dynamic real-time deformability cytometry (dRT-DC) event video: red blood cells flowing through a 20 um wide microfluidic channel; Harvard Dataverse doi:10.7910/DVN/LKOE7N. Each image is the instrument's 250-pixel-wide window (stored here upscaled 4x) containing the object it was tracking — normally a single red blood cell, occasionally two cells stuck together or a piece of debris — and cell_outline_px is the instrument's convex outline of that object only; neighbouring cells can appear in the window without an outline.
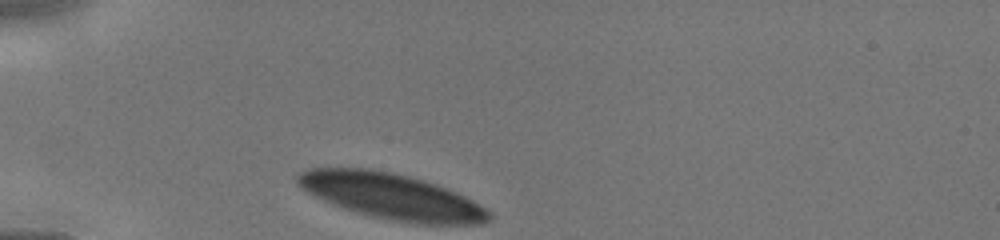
{"species": "human", "species_latin": "Homo sapiens", "temperature_condition": "cold", "stored_images_in_passage": 27, "camera_frame_rate_fps": 3000, "um_per_image_px": 0.085, "donor": {"sex": "male"}, "frame": {"image": 1, "passage_image": 1, "time_ms": 0.0, "image_size_px": [1000, 240], "cell_outline_px": [[492, 220], [484, 224], [412, 224], [372, 216], [356, 212], [332, 204], [300, 188], [296, 184], [296, 176], [300, 172], [308, 168], [368, 168], [408, 176], [424, 180], [436, 184], [456, 192], [480, 204], [492, 212]], "centroid_in_image_um": [33.31, 16.7], "position_along_channel_um": 51.7, "area_um2": 51.15}}
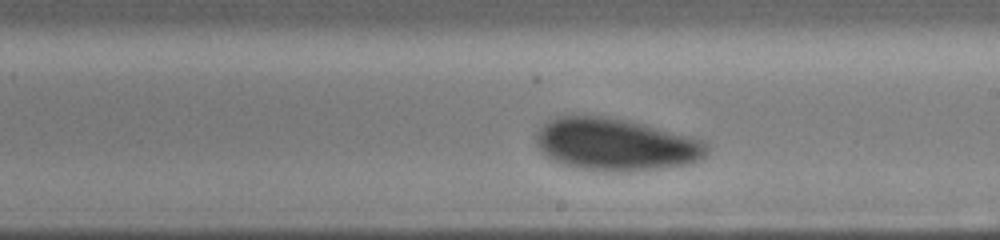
{"frame": {"image": 2, "passage_image": 16, "time_ms": 4.667, "image_size_px": [1000, 240], "cell_outline_px": [[708, 152], [700, 160], [688, 164], [660, 168], [628, 172], [604, 172], [572, 168], [560, 164], [552, 160], [536, 144], [536, 132], [548, 120], [556, 116], [608, 116], [644, 124], [688, 136], [700, 140], [708, 148]], "centroid_in_image_um": [52.28, 12.3], "position_along_channel_um": 236.7, "area_um2": 52.25}}
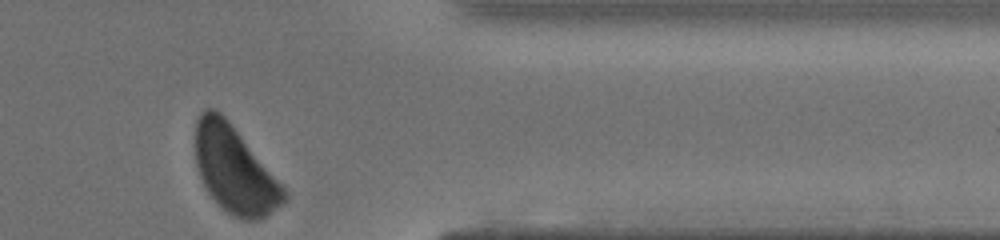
{"frame": {"image": 3, "passage_image": 27, "time_ms": 8.333, "image_size_px": [1000, 240], "cell_outline_px": [[288, 196], [280, 204], [264, 216], [256, 220], [244, 220], [228, 212], [208, 192], [200, 176], [196, 164], [196, 120], [200, 112], [208, 108], [212, 108], [220, 112], [228, 120], [288, 192]], "centroid_in_image_um": [19.92, 14.4], "position_along_channel_um": 391.5, "area_um2": 43.7}}